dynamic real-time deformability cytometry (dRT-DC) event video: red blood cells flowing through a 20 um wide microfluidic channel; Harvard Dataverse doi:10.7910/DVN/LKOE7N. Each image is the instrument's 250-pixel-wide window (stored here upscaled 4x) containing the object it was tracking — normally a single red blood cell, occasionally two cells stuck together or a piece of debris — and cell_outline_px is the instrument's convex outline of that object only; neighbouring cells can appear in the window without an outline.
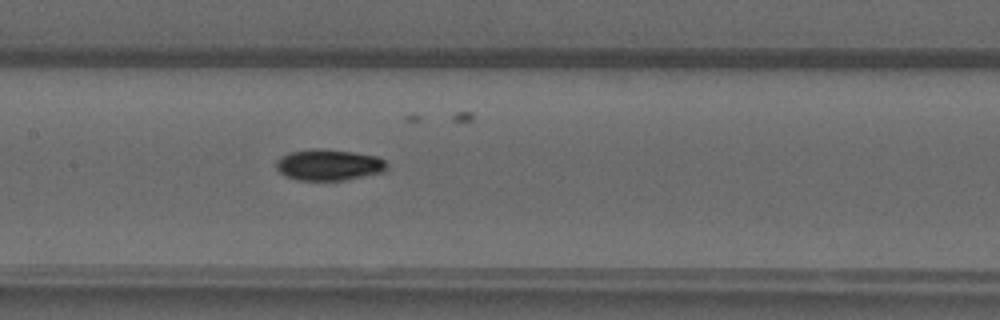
{"species": "common noctule bat (a hibernating species)", "species_latin": "Nyctalus noctula", "temperature_condition": "warm", "stored_images_in_passage": 49, "camera_frame_rate_fps": 3000, "um_per_image_px": 0.085, "animal": {"sex": "male", "forearm_length_mm": 52.5}, "frame": {"image": 1, "passage_image": 24, "time_ms": 7.667, "image_size_px": [1000, 320], "cell_outline_px": [[388, 172], [344, 180], [296, 180], [284, 176], [276, 168], [276, 164], [288, 152], [316, 148], [352, 152], [376, 156], [384, 160], [388, 164]], "centroid_in_image_um": [28.01, 14.03], "position_along_channel_um": 179.4, "area_um2": 20.17}}
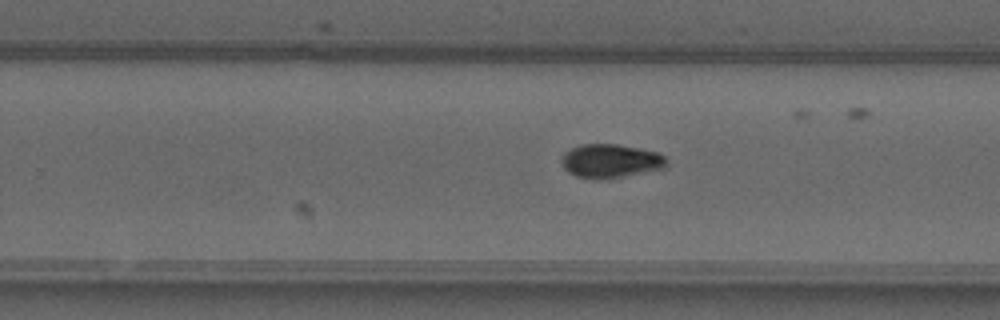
{"frame": {"image": 2, "passage_image": 31, "time_ms": 10.0, "image_size_px": [1000, 320], "cell_outline_px": [[664, 168], [620, 176], [596, 180], [592, 180], [576, 176], [568, 172], [564, 168], [564, 152], [580, 144], [616, 144], [660, 152], [664, 156]], "centroid_in_image_um": [51.87, 13.67], "position_along_channel_um": 277.9, "area_um2": 20.23}}
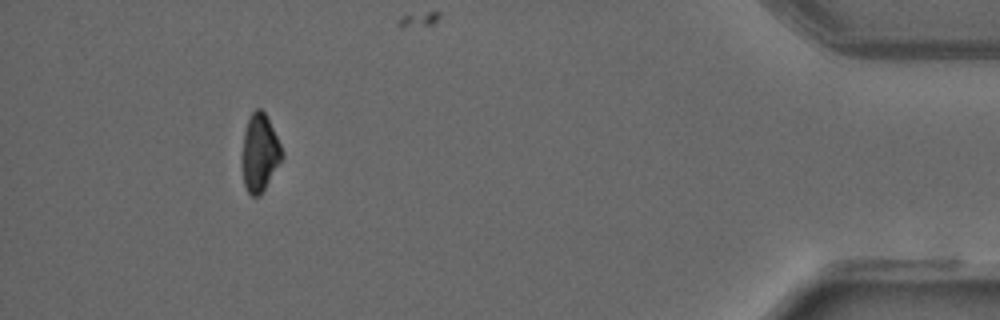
{"frame": {"image": 3, "passage_image": 45, "time_ms": 14.667, "image_size_px": [1000, 320], "cell_outline_px": [[284, 156], [260, 196], [252, 196], [248, 192], [244, 184], [244, 132], [248, 120], [252, 112], [256, 108], [260, 108], [264, 112], [284, 152]], "centroid_in_image_um": [22.11, 13.0], "position_along_channel_um": 413.1, "area_um2": 17.34}}